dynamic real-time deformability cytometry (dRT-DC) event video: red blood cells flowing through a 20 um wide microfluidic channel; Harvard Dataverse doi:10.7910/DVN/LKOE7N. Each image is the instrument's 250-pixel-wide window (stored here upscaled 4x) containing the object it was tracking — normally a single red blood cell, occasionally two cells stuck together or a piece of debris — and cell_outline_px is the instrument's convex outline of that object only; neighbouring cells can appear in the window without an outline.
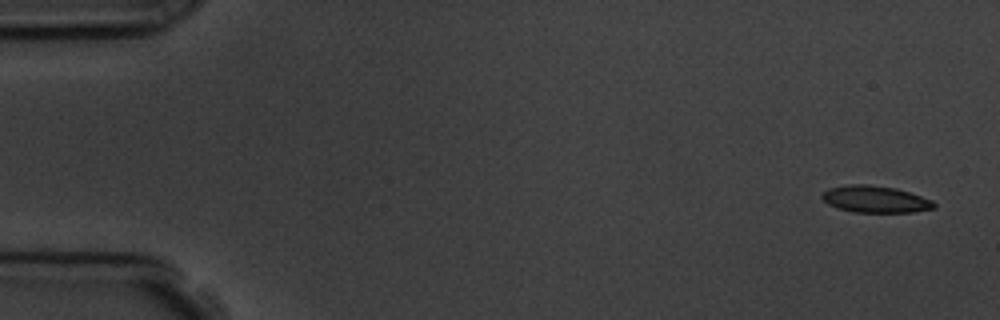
{"species": "common noctule bat (a hibernating species)", "species_latin": "Nyctalus noctula", "temperature_condition": "room temperature", "stored_images_in_passage": 4, "camera_frame_rate_fps": 3000, "um_per_image_px": 0.085, "animal": {"sex": "male", "body_mass_g": 19.5, "forearm_length_mm": 54.6}, "frame": {"image": 1, "passage_image": 1, "time_ms": 0.0, "image_size_px": [1000, 320], "cell_outline_px": [[936, 208], [912, 212], [852, 212], [836, 208], [828, 204], [820, 196], [828, 188], [848, 184], [868, 184], [896, 188], [932, 200], [936, 204]], "centroid_in_image_um": [74.37, 16.93], "position_along_channel_um": 10.6, "area_um2": 17.57}}
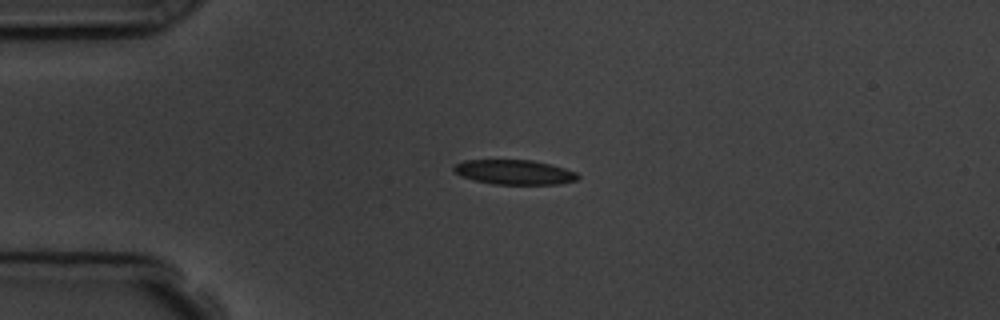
{"frame": {"image": 2, "passage_image": 4, "time_ms": 3.667, "image_size_px": [1000, 320], "cell_outline_px": [[580, 176], [576, 180], [560, 184], [492, 184], [460, 176], [452, 168], [456, 164], [464, 160], [532, 160], [552, 164], [576, 172]], "centroid_in_image_um": [43.74, 14.63], "position_along_channel_um": 41.3, "area_um2": 17.8}}